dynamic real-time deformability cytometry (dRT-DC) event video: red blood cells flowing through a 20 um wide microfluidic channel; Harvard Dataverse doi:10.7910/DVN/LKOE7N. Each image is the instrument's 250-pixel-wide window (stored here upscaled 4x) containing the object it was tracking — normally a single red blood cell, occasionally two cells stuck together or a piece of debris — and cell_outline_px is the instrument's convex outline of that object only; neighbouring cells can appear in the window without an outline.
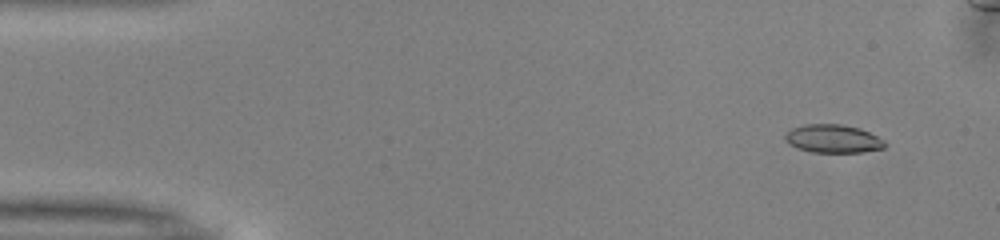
{"species": "common noctule bat (a hibernating species)", "species_latin": "Nyctalus noctula", "temperature_condition": "warm", "stored_images_in_passage": 48, "camera_frame_rate_fps": 3000, "um_per_image_px": 0.085, "animal": {"sex": "male", "body_mass_g": 13.0, "forearm_length_mm": 53.1}, "frame": {"image": 1, "passage_image": 1, "time_ms": 0.0, "image_size_px": [1000, 240], "cell_outline_px": [[884, 148], [860, 152], [812, 152], [796, 148], [788, 144], [784, 140], [784, 136], [792, 128], [804, 124], [840, 124], [860, 128], [884, 140]], "centroid_in_image_um": [70.76, 11.79], "position_along_channel_um": 14.2, "area_um2": 16.36}}
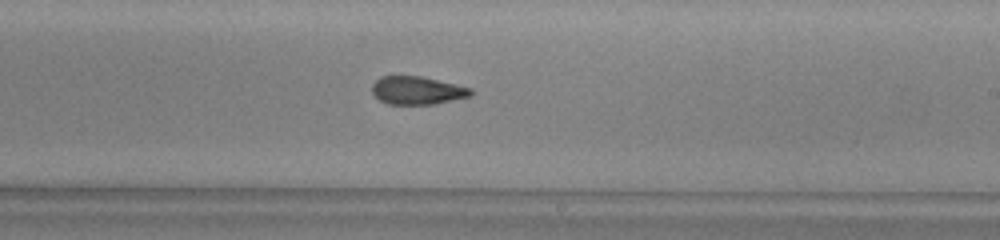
{"frame": {"image": 2, "passage_image": 27, "time_ms": 8.667, "image_size_px": [1000, 240], "cell_outline_px": [[472, 96], [432, 104], [388, 104], [380, 100], [372, 92], [372, 84], [380, 76], [420, 76], [472, 88]], "centroid_in_image_um": [35.45, 7.68], "position_along_channel_um": 253.5, "area_um2": 16.01}}
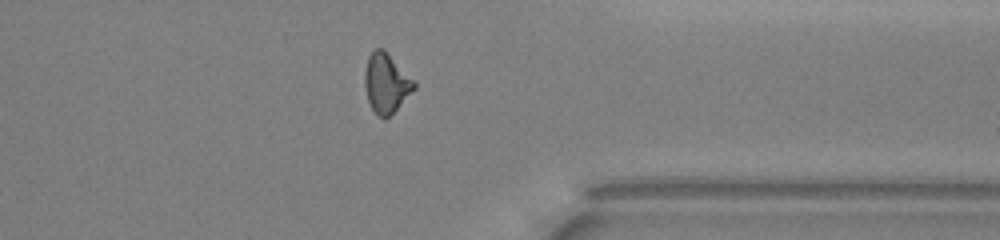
{"frame": {"image": 3, "passage_image": 37, "time_ms": 12.0, "image_size_px": [1000, 240], "cell_outline_px": [[416, 88], [384, 120], [376, 116], [368, 100], [364, 84], [364, 72], [368, 56], [376, 48], [384, 48], [416, 84]], "centroid_in_image_um": [32.79, 7.06], "position_along_channel_um": 378.6, "area_um2": 16.88}, "authors_computed_cell_mechanics": {"area_um2": 16.9354, "velocity_mm_per_s": 4.02, "shape_relaxation_time_tau1_ms": null, "shape_relaxation_time_tau2_ms": 3.0421, "deformation_change_tau1": null, "deformation_change_tau2": 0.115}}